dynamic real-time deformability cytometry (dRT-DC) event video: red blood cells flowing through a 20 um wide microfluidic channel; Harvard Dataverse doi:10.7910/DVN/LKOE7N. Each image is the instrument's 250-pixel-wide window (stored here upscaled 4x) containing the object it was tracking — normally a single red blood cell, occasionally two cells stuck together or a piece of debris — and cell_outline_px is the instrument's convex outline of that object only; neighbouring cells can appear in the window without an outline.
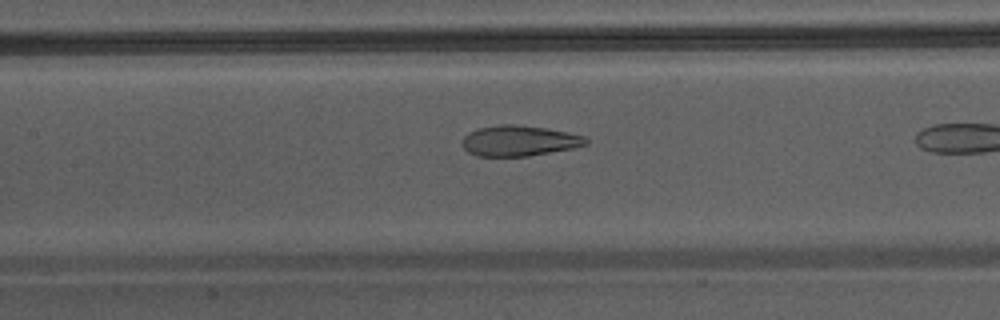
{"species": "Egyptian fruit bat (a non-hibernating species)", "species_latin": "Rousettus aegyptiacus", "temperature_condition": "warm", "stored_images_in_passage": 8, "camera_frame_rate_fps": 3000, "um_per_image_px": 0.085, "animal": {"sex": "male"}, "frame": {"image": 1, "passage_image": 5, "time_ms": 1.333, "image_size_px": [1000, 320], "cell_outline_px": [[588, 144], [572, 148], [528, 156], [476, 156], [468, 152], [460, 144], [460, 140], [468, 132], [480, 128], [500, 124], [516, 124], [544, 128], [584, 136], [588, 140]], "centroid_in_image_um": [44.06, 11.97], "position_along_channel_um": 163.3, "area_um2": 21.96}}